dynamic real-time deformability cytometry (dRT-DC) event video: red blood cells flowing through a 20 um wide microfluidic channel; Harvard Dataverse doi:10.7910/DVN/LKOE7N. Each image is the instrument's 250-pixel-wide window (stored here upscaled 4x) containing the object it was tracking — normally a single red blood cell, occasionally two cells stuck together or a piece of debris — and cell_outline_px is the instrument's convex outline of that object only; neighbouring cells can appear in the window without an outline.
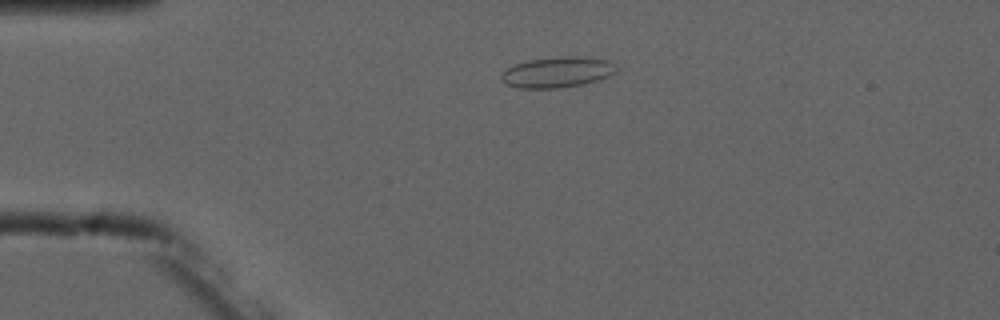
{"species": "common noctule bat (a hibernating species)", "species_latin": "Nyctalus noctula", "temperature_condition": "cold", "stored_images_in_passage": 5, "camera_frame_rate_fps": 3000, "um_per_image_px": 0.085, "animal": {"sex": "male", "forearm_length_mm": 52.5}, "frame": {"image": 1, "passage_image": 4, "time_ms": 3.333, "image_size_px": [1000, 320], "cell_outline_px": [[616, 72], [608, 76], [596, 80], [580, 84], [556, 88], [516, 88], [500, 80], [500, 72], [516, 64], [528, 60], [564, 56], [576, 56], [612, 60]], "centroid_in_image_um": [47.33, 6.13], "position_along_channel_um": 37.7, "area_um2": 20.4}}